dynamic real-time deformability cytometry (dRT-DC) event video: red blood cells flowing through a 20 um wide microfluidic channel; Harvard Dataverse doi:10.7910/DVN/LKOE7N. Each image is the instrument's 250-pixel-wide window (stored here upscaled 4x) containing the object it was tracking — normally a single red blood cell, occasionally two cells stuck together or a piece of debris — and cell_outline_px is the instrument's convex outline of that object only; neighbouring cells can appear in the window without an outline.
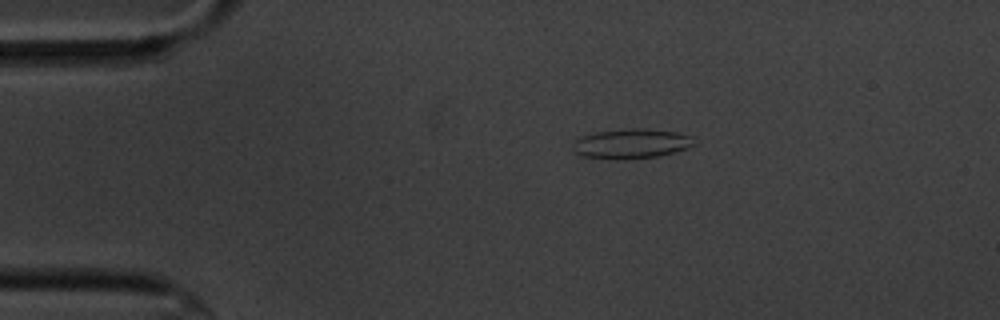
{"species": "common noctule bat (a hibernating species)", "species_latin": "Nyctalus noctula", "temperature_condition": "cold", "stored_images_in_passage": 47, "camera_frame_rate_fps": 3000, "um_per_image_px": 0.085, "animal": {"sex": "male", "body_mass_g": 20.1, "forearm_length_mm": 53.5}, "frame": {"image": 1, "passage_image": 1, "time_ms": 0.0, "image_size_px": [1000, 320], "cell_outline_px": [[696, 144], [688, 148], [656, 156], [616, 160], [580, 156], [572, 148], [572, 144], [576, 140], [584, 136], [596, 132], [636, 128], [644, 128], [676, 132], [692, 136]], "centroid_in_image_um": [53.66, 12.22], "position_along_channel_um": 31.3, "area_um2": 20.87}}
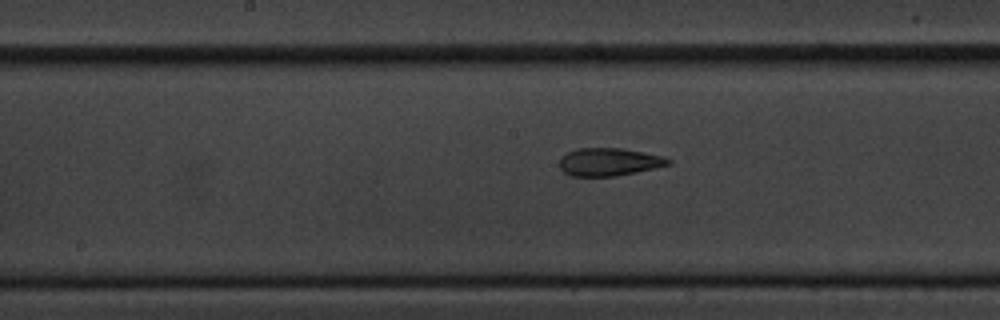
{"frame": {"image": 2, "passage_image": 19, "time_ms": 6.0, "image_size_px": [1000, 320], "cell_outline_px": [[672, 164], [636, 172], [612, 176], [572, 176], [564, 172], [560, 168], [560, 160], [568, 152], [576, 148], [624, 148], [664, 156], [672, 160]], "centroid_in_image_um": [51.81, 13.75], "position_along_channel_um": 196.4, "area_um2": 17.63}}
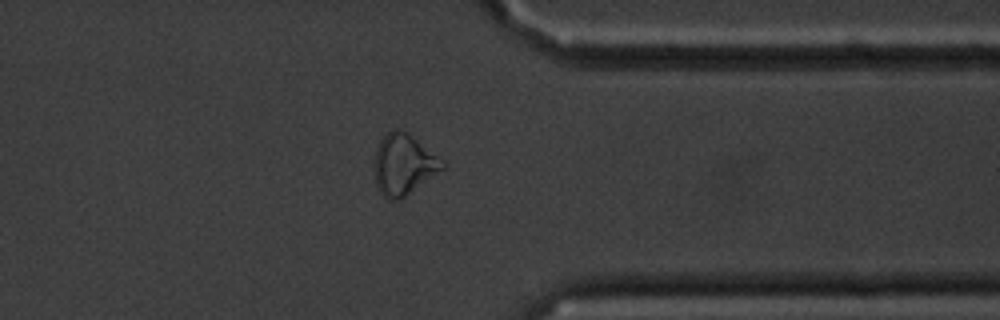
{"frame": {"image": 3, "passage_image": 35, "time_ms": 11.333, "image_size_px": [1000, 320], "cell_outline_px": [[448, 168], [404, 196], [396, 200], [388, 200], [380, 192], [376, 184], [376, 148], [380, 140], [392, 128], [400, 128], [408, 132], [444, 160], [448, 164]], "centroid_in_image_um": [34.38, 13.95], "position_along_channel_um": 377.0, "area_um2": 24.28}, "authors_computed_cell_mechanics": {"area_um2": 18.785, "velocity_mm_per_s": 3.4977, "shape_relaxation_time_tau1_ms": 7.4091, "shape_relaxation_time_tau2_ms": 1.5788, "deformation_change_tau1": 0.1941, "deformation_change_tau2": 0.0854}}